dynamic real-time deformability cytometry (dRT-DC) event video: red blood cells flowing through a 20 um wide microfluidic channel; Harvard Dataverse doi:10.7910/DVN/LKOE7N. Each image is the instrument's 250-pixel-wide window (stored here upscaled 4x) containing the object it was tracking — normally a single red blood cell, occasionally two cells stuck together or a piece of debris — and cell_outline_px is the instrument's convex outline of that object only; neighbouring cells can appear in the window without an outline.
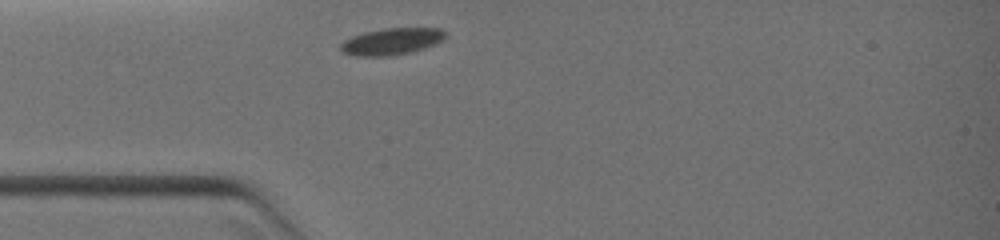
{"species": "common noctule bat (a hibernating species)", "species_latin": "Nyctalus noctula", "temperature_condition": "warm", "stored_images_in_passage": 12, "camera_frame_rate_fps": 3000, "um_per_image_px": 0.085, "animal": {"sex": "female", "body_mass_g": 19.0, "forearm_length_mm": 51.5}, "frame": {"image": 1, "passage_image": 1, "time_ms": 0.0, "image_size_px": [1000, 240], "cell_outline_px": [[444, 36], [440, 40], [424, 48], [412, 52], [388, 56], [356, 56], [344, 52], [340, 48], [340, 44], [344, 40], [352, 36], [364, 32], [384, 28], [440, 28], [444, 32]], "centroid_in_image_um": [33.23, 3.52], "position_along_channel_um": 51.8, "area_um2": 16.07}}
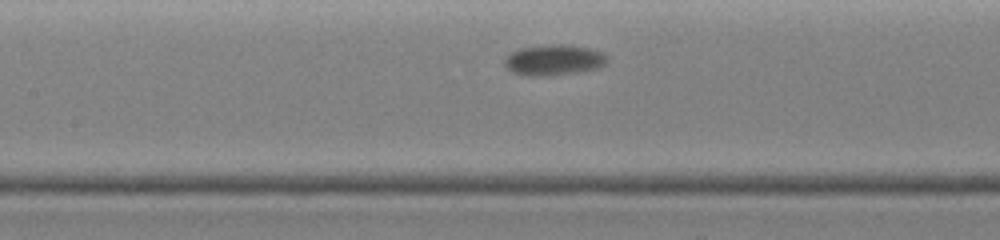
{"frame": {"image": 2, "passage_image": 6, "time_ms": 2.667, "image_size_px": [1000, 240], "cell_outline_px": [[608, 60], [600, 68], [572, 72], [540, 76], [532, 76], [512, 72], [504, 64], [504, 56], [520, 48], [552, 44], [560, 44], [592, 48], [604, 52], [608, 56]], "centroid_in_image_um": [47.09, 5.08], "position_along_channel_um": 160.3, "area_um2": 18.26}}
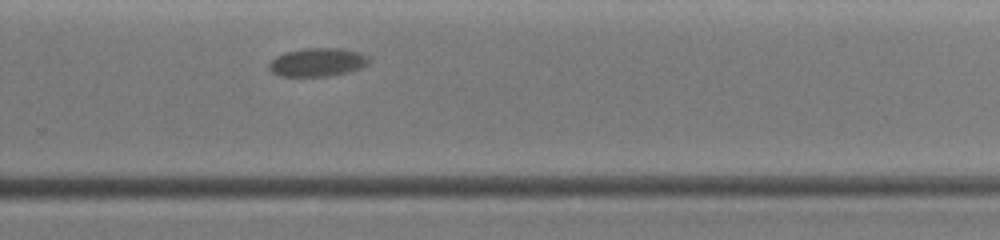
{"frame": {"image": 3, "passage_image": 12, "time_ms": 6.0, "image_size_px": [1000, 240], "cell_outline_px": [[368, 64], [364, 68], [352, 72], [328, 76], [280, 76], [272, 72], [268, 68], [268, 64], [276, 56], [284, 52], [308, 48], [340, 48], [360, 52], [368, 56]], "centroid_in_image_um": [27.02, 5.3], "position_along_channel_um": 302.8, "area_um2": 16.76}}